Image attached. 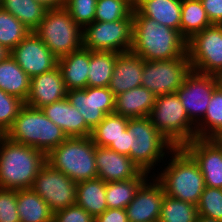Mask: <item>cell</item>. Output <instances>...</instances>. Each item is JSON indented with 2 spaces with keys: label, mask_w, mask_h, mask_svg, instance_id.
I'll return each mask as SVG.
<instances>
[{
  "label": "cell",
  "mask_w": 222,
  "mask_h": 222,
  "mask_svg": "<svg viewBox=\"0 0 222 222\" xmlns=\"http://www.w3.org/2000/svg\"><path fill=\"white\" fill-rule=\"evenodd\" d=\"M67 89L58 66L52 70L30 78V91L25 104L41 109L64 99Z\"/></svg>",
  "instance_id": "19"
},
{
  "label": "cell",
  "mask_w": 222,
  "mask_h": 222,
  "mask_svg": "<svg viewBox=\"0 0 222 222\" xmlns=\"http://www.w3.org/2000/svg\"><path fill=\"white\" fill-rule=\"evenodd\" d=\"M46 154L2 136L0 139V188L22 190L31 188Z\"/></svg>",
  "instance_id": "3"
},
{
  "label": "cell",
  "mask_w": 222,
  "mask_h": 222,
  "mask_svg": "<svg viewBox=\"0 0 222 222\" xmlns=\"http://www.w3.org/2000/svg\"><path fill=\"white\" fill-rule=\"evenodd\" d=\"M0 89L26 102L30 91V77L9 54L0 62Z\"/></svg>",
  "instance_id": "25"
},
{
  "label": "cell",
  "mask_w": 222,
  "mask_h": 222,
  "mask_svg": "<svg viewBox=\"0 0 222 222\" xmlns=\"http://www.w3.org/2000/svg\"><path fill=\"white\" fill-rule=\"evenodd\" d=\"M220 147H222V130L212 138Z\"/></svg>",
  "instance_id": "48"
},
{
  "label": "cell",
  "mask_w": 222,
  "mask_h": 222,
  "mask_svg": "<svg viewBox=\"0 0 222 222\" xmlns=\"http://www.w3.org/2000/svg\"><path fill=\"white\" fill-rule=\"evenodd\" d=\"M94 222H129L126 209L111 208L95 218Z\"/></svg>",
  "instance_id": "43"
},
{
  "label": "cell",
  "mask_w": 222,
  "mask_h": 222,
  "mask_svg": "<svg viewBox=\"0 0 222 222\" xmlns=\"http://www.w3.org/2000/svg\"><path fill=\"white\" fill-rule=\"evenodd\" d=\"M117 56V52L90 50L87 86L108 87Z\"/></svg>",
  "instance_id": "30"
},
{
  "label": "cell",
  "mask_w": 222,
  "mask_h": 222,
  "mask_svg": "<svg viewBox=\"0 0 222 222\" xmlns=\"http://www.w3.org/2000/svg\"><path fill=\"white\" fill-rule=\"evenodd\" d=\"M33 32L57 59L83 47V29L75 23L65 8L48 9Z\"/></svg>",
  "instance_id": "8"
},
{
  "label": "cell",
  "mask_w": 222,
  "mask_h": 222,
  "mask_svg": "<svg viewBox=\"0 0 222 222\" xmlns=\"http://www.w3.org/2000/svg\"><path fill=\"white\" fill-rule=\"evenodd\" d=\"M66 98L93 130L106 115L114 113L115 95L108 87H89L67 91Z\"/></svg>",
  "instance_id": "14"
},
{
  "label": "cell",
  "mask_w": 222,
  "mask_h": 222,
  "mask_svg": "<svg viewBox=\"0 0 222 222\" xmlns=\"http://www.w3.org/2000/svg\"><path fill=\"white\" fill-rule=\"evenodd\" d=\"M222 130V84L213 90L203 119L196 125V138L212 139Z\"/></svg>",
  "instance_id": "32"
},
{
  "label": "cell",
  "mask_w": 222,
  "mask_h": 222,
  "mask_svg": "<svg viewBox=\"0 0 222 222\" xmlns=\"http://www.w3.org/2000/svg\"><path fill=\"white\" fill-rule=\"evenodd\" d=\"M36 1L41 3L47 10L64 8L66 5V0H36Z\"/></svg>",
  "instance_id": "45"
},
{
  "label": "cell",
  "mask_w": 222,
  "mask_h": 222,
  "mask_svg": "<svg viewBox=\"0 0 222 222\" xmlns=\"http://www.w3.org/2000/svg\"><path fill=\"white\" fill-rule=\"evenodd\" d=\"M183 148L198 163L205 186L222 189V147L213 139L194 138Z\"/></svg>",
  "instance_id": "16"
},
{
  "label": "cell",
  "mask_w": 222,
  "mask_h": 222,
  "mask_svg": "<svg viewBox=\"0 0 222 222\" xmlns=\"http://www.w3.org/2000/svg\"><path fill=\"white\" fill-rule=\"evenodd\" d=\"M97 0H66L65 9L82 29L94 21Z\"/></svg>",
  "instance_id": "39"
},
{
  "label": "cell",
  "mask_w": 222,
  "mask_h": 222,
  "mask_svg": "<svg viewBox=\"0 0 222 222\" xmlns=\"http://www.w3.org/2000/svg\"><path fill=\"white\" fill-rule=\"evenodd\" d=\"M197 209L198 215L222 221V189L205 187Z\"/></svg>",
  "instance_id": "37"
},
{
  "label": "cell",
  "mask_w": 222,
  "mask_h": 222,
  "mask_svg": "<svg viewBox=\"0 0 222 222\" xmlns=\"http://www.w3.org/2000/svg\"><path fill=\"white\" fill-rule=\"evenodd\" d=\"M191 71L188 53L172 60L147 61L143 59L141 86L155 96L175 93Z\"/></svg>",
  "instance_id": "10"
},
{
  "label": "cell",
  "mask_w": 222,
  "mask_h": 222,
  "mask_svg": "<svg viewBox=\"0 0 222 222\" xmlns=\"http://www.w3.org/2000/svg\"><path fill=\"white\" fill-rule=\"evenodd\" d=\"M46 162L79 183L97 178L95 144L89 137H68L46 155Z\"/></svg>",
  "instance_id": "6"
},
{
  "label": "cell",
  "mask_w": 222,
  "mask_h": 222,
  "mask_svg": "<svg viewBox=\"0 0 222 222\" xmlns=\"http://www.w3.org/2000/svg\"><path fill=\"white\" fill-rule=\"evenodd\" d=\"M17 209L20 222H52L53 212L32 189L17 190Z\"/></svg>",
  "instance_id": "27"
},
{
  "label": "cell",
  "mask_w": 222,
  "mask_h": 222,
  "mask_svg": "<svg viewBox=\"0 0 222 222\" xmlns=\"http://www.w3.org/2000/svg\"><path fill=\"white\" fill-rule=\"evenodd\" d=\"M210 25L200 0H182L180 34L186 41Z\"/></svg>",
  "instance_id": "31"
},
{
  "label": "cell",
  "mask_w": 222,
  "mask_h": 222,
  "mask_svg": "<svg viewBox=\"0 0 222 222\" xmlns=\"http://www.w3.org/2000/svg\"><path fill=\"white\" fill-rule=\"evenodd\" d=\"M127 129L128 156L145 173H151L175 148L158 132L149 117L129 118Z\"/></svg>",
  "instance_id": "5"
},
{
  "label": "cell",
  "mask_w": 222,
  "mask_h": 222,
  "mask_svg": "<svg viewBox=\"0 0 222 222\" xmlns=\"http://www.w3.org/2000/svg\"><path fill=\"white\" fill-rule=\"evenodd\" d=\"M131 51L147 61L172 60L187 52V41L180 32L133 9Z\"/></svg>",
  "instance_id": "1"
},
{
  "label": "cell",
  "mask_w": 222,
  "mask_h": 222,
  "mask_svg": "<svg viewBox=\"0 0 222 222\" xmlns=\"http://www.w3.org/2000/svg\"><path fill=\"white\" fill-rule=\"evenodd\" d=\"M76 205L84 208L94 219L107 210L106 183L100 178L77 183Z\"/></svg>",
  "instance_id": "26"
},
{
  "label": "cell",
  "mask_w": 222,
  "mask_h": 222,
  "mask_svg": "<svg viewBox=\"0 0 222 222\" xmlns=\"http://www.w3.org/2000/svg\"><path fill=\"white\" fill-rule=\"evenodd\" d=\"M30 32L12 14L0 8V45L11 52Z\"/></svg>",
  "instance_id": "35"
},
{
  "label": "cell",
  "mask_w": 222,
  "mask_h": 222,
  "mask_svg": "<svg viewBox=\"0 0 222 222\" xmlns=\"http://www.w3.org/2000/svg\"><path fill=\"white\" fill-rule=\"evenodd\" d=\"M169 154L168 166L152 176L162 185L165 195L197 206L206 187L198 163L183 147Z\"/></svg>",
  "instance_id": "2"
},
{
  "label": "cell",
  "mask_w": 222,
  "mask_h": 222,
  "mask_svg": "<svg viewBox=\"0 0 222 222\" xmlns=\"http://www.w3.org/2000/svg\"><path fill=\"white\" fill-rule=\"evenodd\" d=\"M196 222H222L221 220H216L213 218L198 215Z\"/></svg>",
  "instance_id": "46"
},
{
  "label": "cell",
  "mask_w": 222,
  "mask_h": 222,
  "mask_svg": "<svg viewBox=\"0 0 222 222\" xmlns=\"http://www.w3.org/2000/svg\"><path fill=\"white\" fill-rule=\"evenodd\" d=\"M143 58L132 51L118 53L108 88L116 96L141 86Z\"/></svg>",
  "instance_id": "20"
},
{
  "label": "cell",
  "mask_w": 222,
  "mask_h": 222,
  "mask_svg": "<svg viewBox=\"0 0 222 222\" xmlns=\"http://www.w3.org/2000/svg\"><path fill=\"white\" fill-rule=\"evenodd\" d=\"M137 190L134 199L125 208L129 222L159 221L164 198L162 185L150 176ZM152 181V182H151ZM150 182V183H149Z\"/></svg>",
  "instance_id": "17"
},
{
  "label": "cell",
  "mask_w": 222,
  "mask_h": 222,
  "mask_svg": "<svg viewBox=\"0 0 222 222\" xmlns=\"http://www.w3.org/2000/svg\"><path fill=\"white\" fill-rule=\"evenodd\" d=\"M0 222H20L17 190L0 188Z\"/></svg>",
  "instance_id": "40"
},
{
  "label": "cell",
  "mask_w": 222,
  "mask_h": 222,
  "mask_svg": "<svg viewBox=\"0 0 222 222\" xmlns=\"http://www.w3.org/2000/svg\"><path fill=\"white\" fill-rule=\"evenodd\" d=\"M219 79H220V83L222 84V75L219 77Z\"/></svg>",
  "instance_id": "49"
},
{
  "label": "cell",
  "mask_w": 222,
  "mask_h": 222,
  "mask_svg": "<svg viewBox=\"0 0 222 222\" xmlns=\"http://www.w3.org/2000/svg\"><path fill=\"white\" fill-rule=\"evenodd\" d=\"M129 118L115 113L108 114L96 126L90 135L93 143L100 147H108L127 129Z\"/></svg>",
  "instance_id": "33"
},
{
  "label": "cell",
  "mask_w": 222,
  "mask_h": 222,
  "mask_svg": "<svg viewBox=\"0 0 222 222\" xmlns=\"http://www.w3.org/2000/svg\"><path fill=\"white\" fill-rule=\"evenodd\" d=\"M191 70L222 75V25L212 24L187 41Z\"/></svg>",
  "instance_id": "9"
},
{
  "label": "cell",
  "mask_w": 222,
  "mask_h": 222,
  "mask_svg": "<svg viewBox=\"0 0 222 222\" xmlns=\"http://www.w3.org/2000/svg\"><path fill=\"white\" fill-rule=\"evenodd\" d=\"M54 213L76 204L77 183L45 163L31 187Z\"/></svg>",
  "instance_id": "12"
},
{
  "label": "cell",
  "mask_w": 222,
  "mask_h": 222,
  "mask_svg": "<svg viewBox=\"0 0 222 222\" xmlns=\"http://www.w3.org/2000/svg\"><path fill=\"white\" fill-rule=\"evenodd\" d=\"M9 54L10 52L0 45V62L3 61Z\"/></svg>",
  "instance_id": "47"
},
{
  "label": "cell",
  "mask_w": 222,
  "mask_h": 222,
  "mask_svg": "<svg viewBox=\"0 0 222 222\" xmlns=\"http://www.w3.org/2000/svg\"><path fill=\"white\" fill-rule=\"evenodd\" d=\"M132 0H97L94 21L133 20Z\"/></svg>",
  "instance_id": "36"
},
{
  "label": "cell",
  "mask_w": 222,
  "mask_h": 222,
  "mask_svg": "<svg viewBox=\"0 0 222 222\" xmlns=\"http://www.w3.org/2000/svg\"><path fill=\"white\" fill-rule=\"evenodd\" d=\"M149 119L158 132L175 148L184 147L196 138V126L176 93L156 96Z\"/></svg>",
  "instance_id": "7"
},
{
  "label": "cell",
  "mask_w": 222,
  "mask_h": 222,
  "mask_svg": "<svg viewBox=\"0 0 222 222\" xmlns=\"http://www.w3.org/2000/svg\"><path fill=\"white\" fill-rule=\"evenodd\" d=\"M156 96L143 86L135 87L115 96L114 113L127 118L148 117Z\"/></svg>",
  "instance_id": "22"
},
{
  "label": "cell",
  "mask_w": 222,
  "mask_h": 222,
  "mask_svg": "<svg viewBox=\"0 0 222 222\" xmlns=\"http://www.w3.org/2000/svg\"><path fill=\"white\" fill-rule=\"evenodd\" d=\"M82 37L83 48L91 51H131L133 20L93 21L83 28Z\"/></svg>",
  "instance_id": "11"
},
{
  "label": "cell",
  "mask_w": 222,
  "mask_h": 222,
  "mask_svg": "<svg viewBox=\"0 0 222 222\" xmlns=\"http://www.w3.org/2000/svg\"><path fill=\"white\" fill-rule=\"evenodd\" d=\"M25 102L0 89V132L4 135L18 116Z\"/></svg>",
  "instance_id": "38"
},
{
  "label": "cell",
  "mask_w": 222,
  "mask_h": 222,
  "mask_svg": "<svg viewBox=\"0 0 222 222\" xmlns=\"http://www.w3.org/2000/svg\"><path fill=\"white\" fill-rule=\"evenodd\" d=\"M97 177L105 183L136 178L142 171L128 155L95 145Z\"/></svg>",
  "instance_id": "18"
},
{
  "label": "cell",
  "mask_w": 222,
  "mask_h": 222,
  "mask_svg": "<svg viewBox=\"0 0 222 222\" xmlns=\"http://www.w3.org/2000/svg\"><path fill=\"white\" fill-rule=\"evenodd\" d=\"M41 110L63 130L67 137H89L91 135L92 130L86 125L85 119L66 97L44 106Z\"/></svg>",
  "instance_id": "21"
},
{
  "label": "cell",
  "mask_w": 222,
  "mask_h": 222,
  "mask_svg": "<svg viewBox=\"0 0 222 222\" xmlns=\"http://www.w3.org/2000/svg\"><path fill=\"white\" fill-rule=\"evenodd\" d=\"M220 83L218 76L191 70L182 86L175 92L190 121L196 126L206 114L214 88Z\"/></svg>",
  "instance_id": "13"
},
{
  "label": "cell",
  "mask_w": 222,
  "mask_h": 222,
  "mask_svg": "<svg viewBox=\"0 0 222 222\" xmlns=\"http://www.w3.org/2000/svg\"><path fill=\"white\" fill-rule=\"evenodd\" d=\"M134 8L142 16L180 32L182 0H136Z\"/></svg>",
  "instance_id": "24"
},
{
  "label": "cell",
  "mask_w": 222,
  "mask_h": 222,
  "mask_svg": "<svg viewBox=\"0 0 222 222\" xmlns=\"http://www.w3.org/2000/svg\"><path fill=\"white\" fill-rule=\"evenodd\" d=\"M10 54L30 78L57 66L58 59L34 32H30Z\"/></svg>",
  "instance_id": "15"
},
{
  "label": "cell",
  "mask_w": 222,
  "mask_h": 222,
  "mask_svg": "<svg viewBox=\"0 0 222 222\" xmlns=\"http://www.w3.org/2000/svg\"><path fill=\"white\" fill-rule=\"evenodd\" d=\"M90 50L80 48L57 60L67 90L87 87Z\"/></svg>",
  "instance_id": "23"
},
{
  "label": "cell",
  "mask_w": 222,
  "mask_h": 222,
  "mask_svg": "<svg viewBox=\"0 0 222 222\" xmlns=\"http://www.w3.org/2000/svg\"><path fill=\"white\" fill-rule=\"evenodd\" d=\"M95 219L82 207L69 206L53 213L52 222H94Z\"/></svg>",
  "instance_id": "41"
},
{
  "label": "cell",
  "mask_w": 222,
  "mask_h": 222,
  "mask_svg": "<svg viewBox=\"0 0 222 222\" xmlns=\"http://www.w3.org/2000/svg\"><path fill=\"white\" fill-rule=\"evenodd\" d=\"M211 24L222 25V0H200Z\"/></svg>",
  "instance_id": "42"
},
{
  "label": "cell",
  "mask_w": 222,
  "mask_h": 222,
  "mask_svg": "<svg viewBox=\"0 0 222 222\" xmlns=\"http://www.w3.org/2000/svg\"><path fill=\"white\" fill-rule=\"evenodd\" d=\"M0 8L12 14L31 32L38 27L47 11L36 0H0Z\"/></svg>",
  "instance_id": "29"
},
{
  "label": "cell",
  "mask_w": 222,
  "mask_h": 222,
  "mask_svg": "<svg viewBox=\"0 0 222 222\" xmlns=\"http://www.w3.org/2000/svg\"><path fill=\"white\" fill-rule=\"evenodd\" d=\"M4 136L14 142L41 150L46 155L68 138L41 109L26 104Z\"/></svg>",
  "instance_id": "4"
},
{
  "label": "cell",
  "mask_w": 222,
  "mask_h": 222,
  "mask_svg": "<svg viewBox=\"0 0 222 222\" xmlns=\"http://www.w3.org/2000/svg\"><path fill=\"white\" fill-rule=\"evenodd\" d=\"M148 173L141 172L136 178L107 182L106 183V203L107 208L125 209L134 199L139 187L148 180Z\"/></svg>",
  "instance_id": "28"
},
{
  "label": "cell",
  "mask_w": 222,
  "mask_h": 222,
  "mask_svg": "<svg viewBox=\"0 0 222 222\" xmlns=\"http://www.w3.org/2000/svg\"><path fill=\"white\" fill-rule=\"evenodd\" d=\"M107 148L117 153L128 155V129H126L115 142H112Z\"/></svg>",
  "instance_id": "44"
},
{
  "label": "cell",
  "mask_w": 222,
  "mask_h": 222,
  "mask_svg": "<svg viewBox=\"0 0 222 222\" xmlns=\"http://www.w3.org/2000/svg\"><path fill=\"white\" fill-rule=\"evenodd\" d=\"M197 206L168 195H164L158 222H196Z\"/></svg>",
  "instance_id": "34"
}]
</instances>
